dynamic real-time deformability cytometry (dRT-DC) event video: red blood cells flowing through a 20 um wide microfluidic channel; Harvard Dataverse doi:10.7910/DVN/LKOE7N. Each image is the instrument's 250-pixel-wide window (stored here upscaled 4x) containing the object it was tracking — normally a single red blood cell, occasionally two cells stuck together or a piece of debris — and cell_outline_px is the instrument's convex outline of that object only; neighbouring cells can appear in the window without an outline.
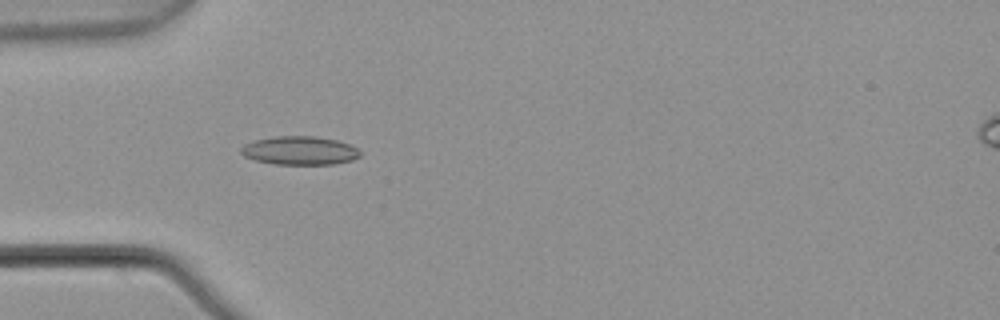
{"species": "common noctule bat (a hibernating species)", "species_latin": "Nyctalus noctula", "temperature_condition": "warm", "stored_images_in_passage": 4, "camera_frame_rate_fps": 3000, "um_per_image_px": 0.085, "animal": {"sex": "male", "body_mass_g": 21.5, "forearm_length_mm": 52.0}, "frame": {"image": 1, "passage_image": 3, "time_ms": 0.667, "image_size_px": [1000, 320], "cell_outline_px": [[360, 156], [352, 160], [332, 164], [272, 164], [256, 160], [244, 156], [240, 152], [240, 148], [244, 144], [252, 140], [276, 136], [316, 136], [336, 140], [348, 144], [356, 148], [360, 152]], "centroid_in_image_um": [25.43, 12.79], "position_along_channel_um": 59.6, "area_um2": 19.83}}
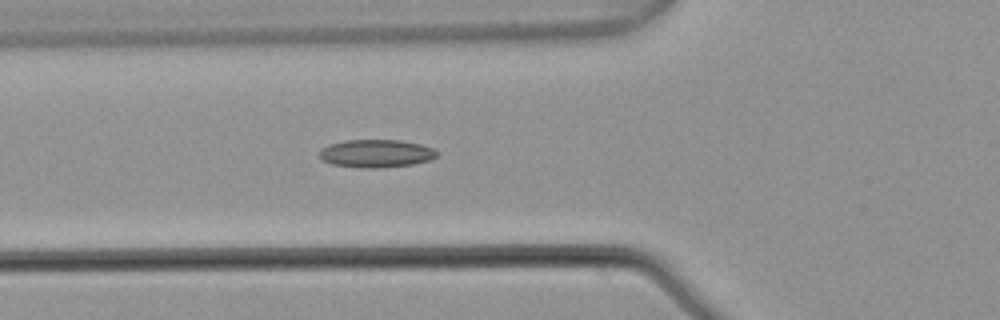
{"frame": {"image": 2, "passage_image": 4, "time_ms": 1.0, "image_size_px": [1000, 320], "cell_outline_px": [[436, 156], [432, 160], [412, 164], [376, 168], [360, 168], [332, 164], [324, 160], [320, 156], [320, 148], [344, 140], [400, 140], [420, 144], [432, 148], [436, 152]], "centroid_in_image_um": [31.97, 13.04], "position_along_channel_um": 93.8, "area_um2": 18.96}}